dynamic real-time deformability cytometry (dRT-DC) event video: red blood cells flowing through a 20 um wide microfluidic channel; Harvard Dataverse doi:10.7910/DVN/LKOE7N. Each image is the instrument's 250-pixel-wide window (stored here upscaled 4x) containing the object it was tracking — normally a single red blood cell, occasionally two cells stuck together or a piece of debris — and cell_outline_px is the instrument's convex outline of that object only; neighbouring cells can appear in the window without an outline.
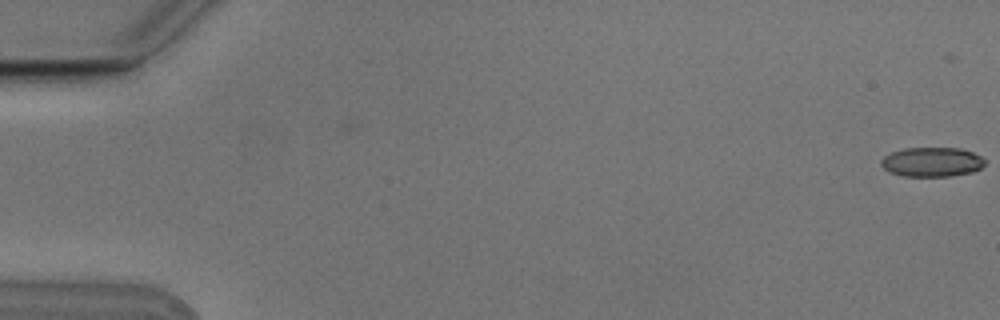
{"species": "Egyptian fruit bat (a non-hibernating species)", "species_latin": "Rousettus aegyptiacus", "temperature_condition": "cold", "stored_images_in_passage": 3, "camera_frame_rate_fps": 3000, "um_per_image_px": 0.085, "animal": {"sex": "male"}, "frame": {"image": 1, "passage_image": 1, "time_ms": 0.0, "image_size_px": [1000, 320], "cell_outline_px": [[984, 164], [980, 168], [972, 172], [952, 176], [904, 176], [888, 172], [880, 164], [880, 160], [884, 156], [892, 152], [904, 148], [960, 148], [972, 152], [980, 156], [984, 160]], "centroid_in_image_um": [79.18, 13.77], "position_along_channel_um": 5.8, "area_um2": 17.8}}